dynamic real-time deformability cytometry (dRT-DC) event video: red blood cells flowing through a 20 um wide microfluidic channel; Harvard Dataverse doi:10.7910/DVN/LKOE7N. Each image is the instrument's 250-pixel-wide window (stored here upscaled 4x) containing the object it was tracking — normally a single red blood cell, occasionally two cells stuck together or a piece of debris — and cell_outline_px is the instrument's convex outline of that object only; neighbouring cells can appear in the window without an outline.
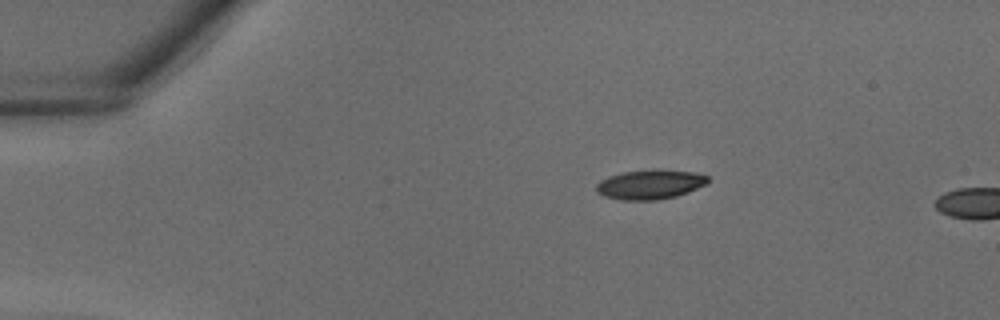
{"species": "common noctule bat (a hibernating species)", "species_latin": "Nyctalus noctula", "temperature_condition": "warm", "stored_images_in_passage": 3, "camera_frame_rate_fps": 3000, "um_per_image_px": 0.085, "animal": {"sex": "male", "body_mass_g": 18.8}, "frame": {"image": 1, "passage_image": 1, "time_ms": 0.0, "image_size_px": [1000, 320], "cell_outline_px": [[708, 184], [688, 192], [676, 196], [656, 200], [620, 200], [604, 196], [596, 192], [596, 184], [600, 180], [608, 176], [624, 172], [656, 168], [660, 168], [692, 172], [708, 176]], "centroid_in_image_um": [55.25, 15.66], "position_along_channel_um": 29.7, "area_um2": 19.48}}